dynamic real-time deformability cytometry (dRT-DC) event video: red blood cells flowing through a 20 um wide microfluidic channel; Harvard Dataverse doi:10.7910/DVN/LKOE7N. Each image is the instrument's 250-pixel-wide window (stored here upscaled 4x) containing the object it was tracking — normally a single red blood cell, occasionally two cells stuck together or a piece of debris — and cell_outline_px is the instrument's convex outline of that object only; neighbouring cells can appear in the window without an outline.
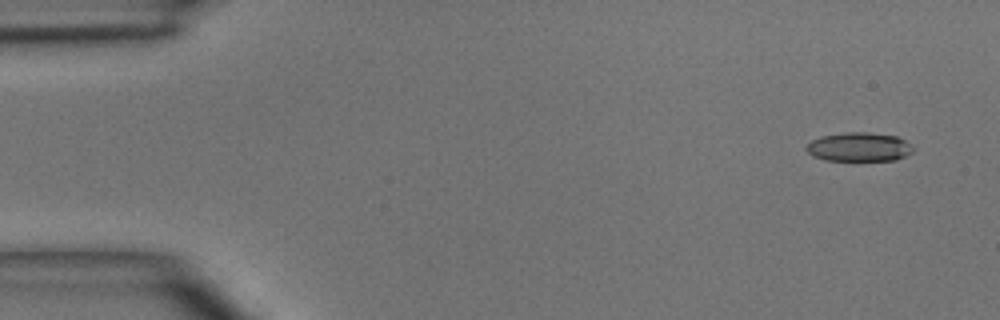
{"species": "common noctule bat (a hibernating species)", "species_latin": "Nyctalus noctula", "temperature_condition": "room temperature", "stored_images_in_passage": 5, "camera_frame_rate_fps": 3000, "um_per_image_px": 0.085, "animal": {"sex": "male", "body_mass_g": 15.6}, "frame": {"image": 1, "passage_image": 1, "time_ms": 0.0, "image_size_px": [1000, 320], "cell_outline_px": [[916, 148], [912, 152], [896, 160], [824, 160], [812, 156], [804, 148], [812, 140], [820, 136], [844, 132], [868, 132], [896, 136], [912, 144]], "centroid_in_image_um": [73.02, 12.48], "position_along_channel_um": 12.0, "area_um2": 18.15}}